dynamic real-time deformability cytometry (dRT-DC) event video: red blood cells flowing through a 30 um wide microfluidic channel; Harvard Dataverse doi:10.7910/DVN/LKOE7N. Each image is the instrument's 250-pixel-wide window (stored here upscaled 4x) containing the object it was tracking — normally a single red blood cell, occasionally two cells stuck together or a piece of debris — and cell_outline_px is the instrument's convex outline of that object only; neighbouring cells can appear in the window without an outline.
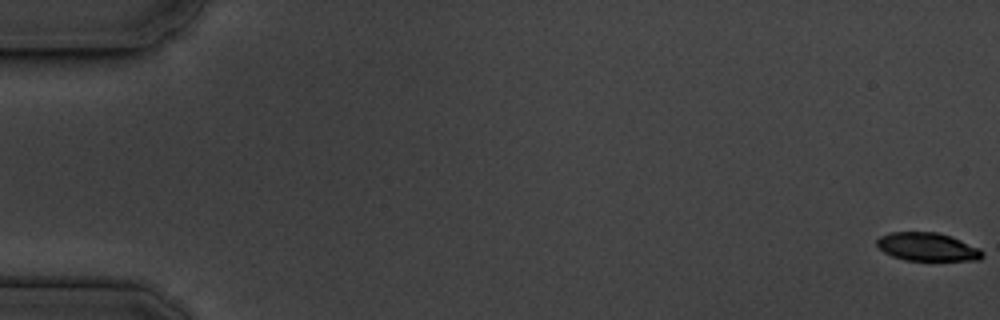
{"species": "common noctule bat (a hibernating species)", "species_latin": "Nyctalus noctula", "temperature_condition": "cold", "stored_images_in_passage": 58, "camera_frame_rate_fps": 3000, "um_per_image_px": 0.085, "animal": {"sex": "male", "body_mass_g": 19.5, "forearm_length_mm": 54.6}, "frame": {"image": 1, "passage_image": 1, "time_ms": 0.0, "image_size_px": [1000, 320], "cell_outline_px": [[984, 256], [980, 260], [904, 260], [892, 256], [884, 252], [876, 244], [876, 240], [880, 236], [888, 232], [936, 232], [952, 236], [980, 248], [984, 252]], "centroid_in_image_um": [78.84, 20.98], "position_along_channel_um": 6.2, "area_um2": 17.51}}
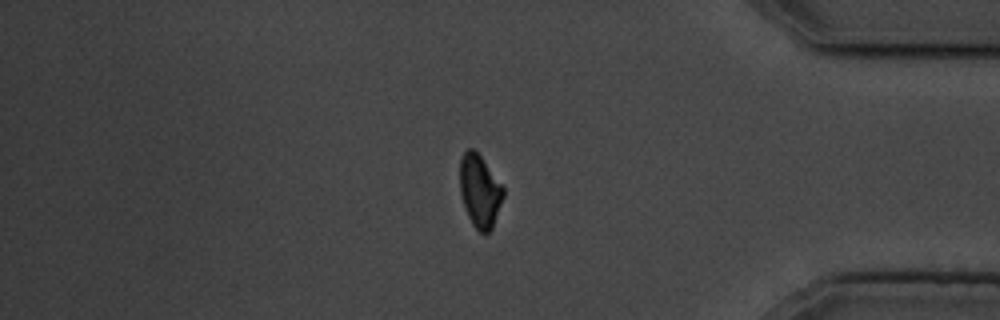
{"frame": {"image": 2, "passage_image": 48, "time_ms": 15.667, "image_size_px": [1000, 320], "cell_outline_px": [[504, 196], [492, 228], [488, 232], [480, 232], [472, 224], [468, 216], [460, 192], [460, 160], [464, 152], [468, 148], [472, 148], [480, 156], [504, 188]], "centroid_in_image_um": [40.78, 16.24], "position_along_channel_um": 394.4, "area_um2": 18.03}, "authors_computed_cell_mechanics": {"area_um2": 19.5364, "velocity_mm_per_s": 3.6302, "shape_relaxation_time_tau1_ms": 3.7786, "shape_relaxation_time_tau2_ms": 4.3349, "deformation_change_tau1": 0.1449, "deformation_change_tau2": 0.0756}}